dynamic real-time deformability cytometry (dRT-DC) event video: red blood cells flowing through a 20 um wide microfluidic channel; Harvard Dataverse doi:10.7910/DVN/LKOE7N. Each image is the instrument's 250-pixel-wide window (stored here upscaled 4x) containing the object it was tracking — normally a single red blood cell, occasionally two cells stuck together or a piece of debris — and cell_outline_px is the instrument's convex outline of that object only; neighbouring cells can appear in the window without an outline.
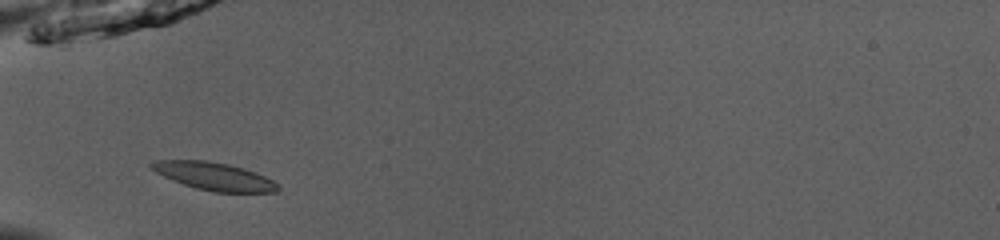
{"species": "common noctule bat (a hibernating species)", "species_latin": "Nyctalus noctula", "temperature_condition": "room temperature", "stored_images_in_passage": 13, "camera_frame_rate_fps": 3000, "um_per_image_px": 0.085, "animal": {"sex": "male", "body_mass_g": 13.0, "forearm_length_mm": 53.1}, "frame": {"image": 1, "passage_image": 3, "time_ms": 0.667, "image_size_px": [1000, 240], "cell_outline_px": [[280, 188], [276, 192], [212, 192], [196, 188], [184, 184], [164, 176], [148, 168], [148, 164], [156, 160], [208, 160], [228, 164], [244, 168], [256, 172], [272, 180]], "centroid_in_image_um": [18.17, 14.97], "position_along_channel_um": 66.8, "area_um2": 20.46}}
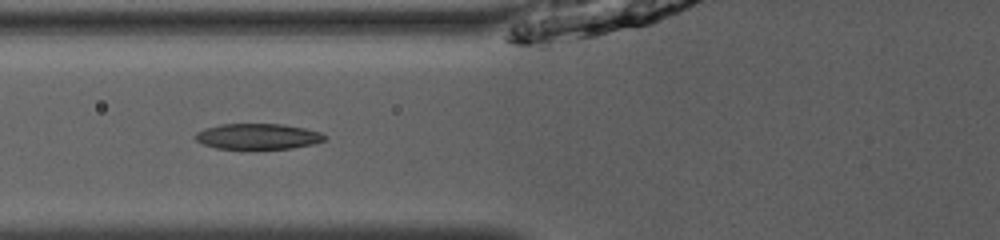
{"frame": {"image": 2, "passage_image": 6, "time_ms": 1.667, "image_size_px": [1000, 240], "cell_outline_px": [[328, 136], [324, 140], [312, 144], [292, 148], [216, 148], [204, 144], [196, 140], [196, 132], [204, 128], [220, 124], [284, 124], [304, 128], [320, 132]], "centroid_in_image_um": [21.93, 11.58], "position_along_channel_um": 103.9, "area_um2": 19.13}}